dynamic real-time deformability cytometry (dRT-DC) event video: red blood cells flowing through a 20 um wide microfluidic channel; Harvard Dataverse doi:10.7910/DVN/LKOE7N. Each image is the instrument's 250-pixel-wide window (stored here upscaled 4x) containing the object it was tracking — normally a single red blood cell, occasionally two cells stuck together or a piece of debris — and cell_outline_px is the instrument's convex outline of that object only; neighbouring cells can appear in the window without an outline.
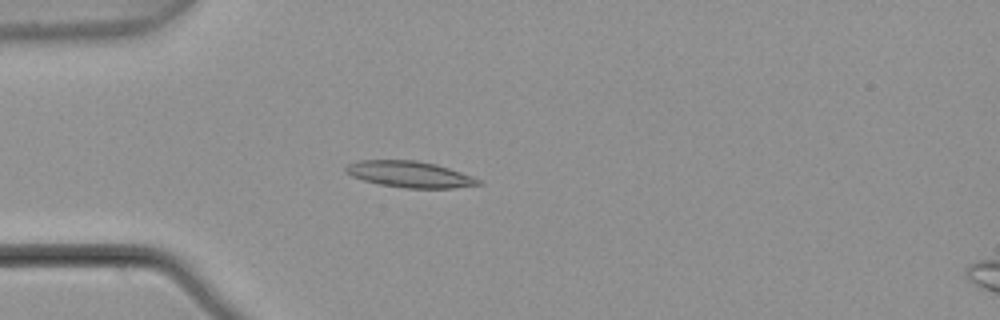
{"species": "common noctule bat (a hibernating species)", "species_latin": "Nyctalus noctula", "temperature_condition": "warm", "stored_images_in_passage": 4, "camera_frame_rate_fps": 3000, "um_per_image_px": 0.085, "animal": {"sex": "male", "body_mass_g": 21.5, "forearm_length_mm": 52.0}, "frame": {"image": 1, "passage_image": 3, "time_ms": 0.667, "image_size_px": [1000, 320], "cell_outline_px": [[484, 184], [452, 188], [404, 188], [380, 184], [364, 180], [352, 176], [344, 172], [344, 168], [348, 164], [356, 160], [416, 160], [436, 164], [472, 176], [480, 180]], "centroid_in_image_um": [34.8, 14.81], "position_along_channel_um": 50.2, "area_um2": 20.29}}